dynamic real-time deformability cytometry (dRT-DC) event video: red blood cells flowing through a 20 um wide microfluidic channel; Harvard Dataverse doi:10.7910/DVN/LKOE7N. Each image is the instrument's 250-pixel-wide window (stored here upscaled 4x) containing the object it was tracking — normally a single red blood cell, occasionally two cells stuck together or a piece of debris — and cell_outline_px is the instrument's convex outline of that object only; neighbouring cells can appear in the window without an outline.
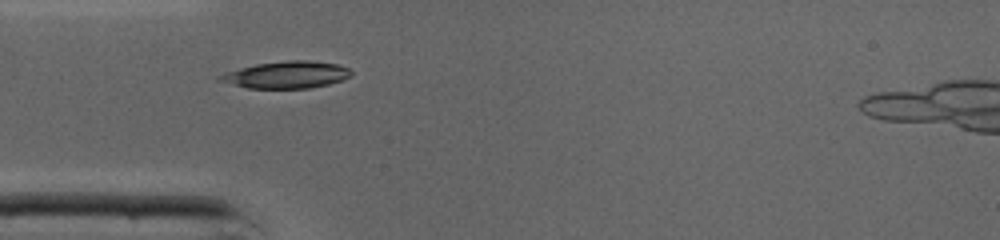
{"species": "common noctule bat (a hibernating species)", "species_latin": "Nyctalus noctula", "temperature_condition": "cold", "stored_images_in_passage": 32, "camera_frame_rate_fps": 3000, "um_per_image_px": 0.085, "animal": {"sex": "male", "body_mass_g": 19.0, "forearm_length_mm": 50.8}, "frame": {"image": 1, "passage_image": 1, "time_ms": 0.0, "image_size_px": [1000, 240], "cell_outline_px": [[352, 76], [344, 80], [328, 84], [308, 88], [248, 88], [216, 80], [216, 76], [240, 68], [256, 64], [288, 60], [304, 60], [340, 64], [348, 68], [352, 72]], "centroid_in_image_um": [24.38, 6.35], "position_along_channel_um": 60.6, "area_um2": 20.63}}
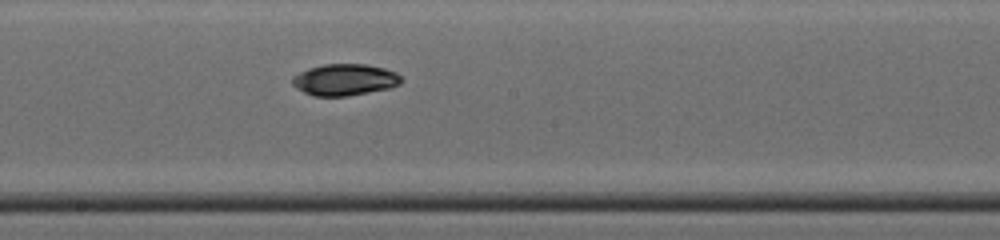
{"frame": {"image": 2, "passage_image": 12, "time_ms": 3.667, "image_size_px": [1000, 240], "cell_outline_px": [[404, 80], [400, 84], [388, 88], [348, 96], [312, 96], [296, 88], [292, 84], [292, 76], [308, 68], [324, 64], [364, 64], [384, 68], [396, 72]], "centroid_in_image_um": [29.29, 6.77], "position_along_channel_um": 218.9, "area_um2": 20.06}}
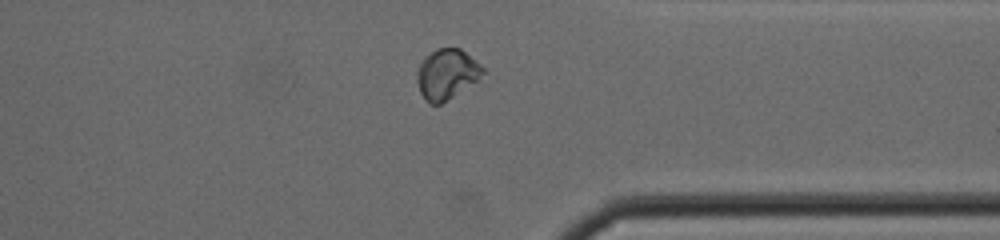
{"frame": {"image": 3, "passage_image": 23, "time_ms": 7.333, "image_size_px": [1000, 240], "cell_outline_px": [[488, 72], [440, 104], [428, 104], [420, 92], [416, 80], [416, 72], [424, 56], [436, 48], [460, 48], [480, 64]], "centroid_in_image_um": [37.95, 6.28], "position_along_channel_um": 373.5, "area_um2": 19.13}, "authors_computed_cell_mechanics": {"area_um2": 19.8254, "velocity_mm_per_s": 4.3421, "shape_relaxation_time_tau1_ms": 4.3656, "shape_relaxation_time_tau2_ms": null, "deformation_change_tau1": 0.1561, "deformation_change_tau2": null}}